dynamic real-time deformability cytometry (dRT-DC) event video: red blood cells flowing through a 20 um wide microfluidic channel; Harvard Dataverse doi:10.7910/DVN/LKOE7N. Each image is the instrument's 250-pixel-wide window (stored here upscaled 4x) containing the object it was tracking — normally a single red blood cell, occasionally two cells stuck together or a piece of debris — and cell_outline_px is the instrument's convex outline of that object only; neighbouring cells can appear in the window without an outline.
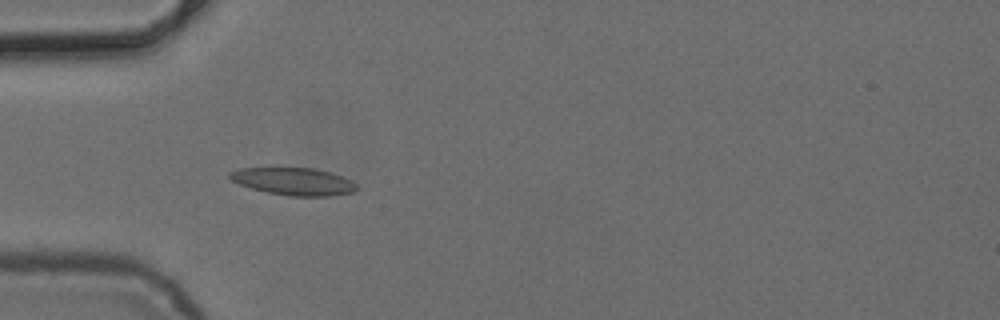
{"species": "common noctule bat (a hibernating species)", "species_latin": "Nyctalus noctula", "temperature_condition": "cold", "stored_images_in_passage": 6, "camera_frame_rate_fps": 3000, "um_per_image_px": 0.085, "animal": {"sex": "female", "body_mass_g": 24.6, "forearm_length_mm": 56.2}, "frame": {"image": 1, "passage_image": 3, "time_ms": 2.333, "image_size_px": [1000, 320], "cell_outline_px": [[360, 188], [352, 192], [328, 196], [288, 196], [268, 192], [252, 188], [240, 184], [232, 180], [228, 176], [228, 172], [240, 168], [276, 164], [312, 168], [328, 172], [352, 180]], "centroid_in_image_um": [24.89, 15.36], "position_along_channel_um": 60.1, "area_um2": 21.15}}
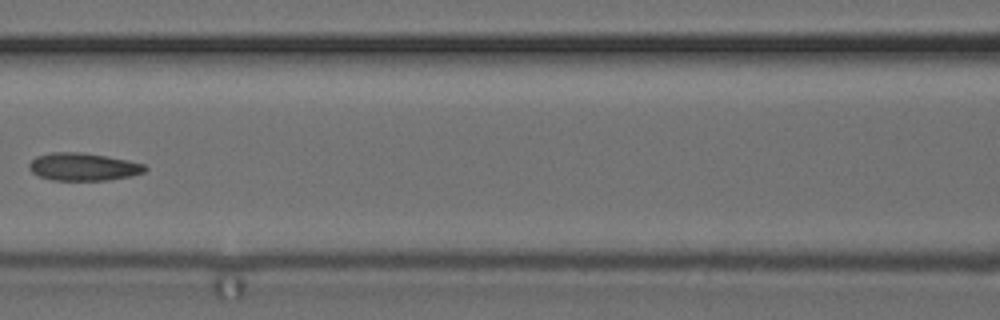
{"frame": {"image": 2, "passage_image": 5, "time_ms": 5.0, "image_size_px": [1000, 320], "cell_outline_px": [[148, 168], [144, 172], [128, 176], [108, 180], [52, 180], [40, 176], [32, 172], [28, 168], [28, 164], [36, 156], [52, 152], [80, 152], [128, 160], [144, 164]], "centroid_in_image_um": [7.05, 14.17], "position_along_channel_um": 159.5, "area_um2": 18.55}}
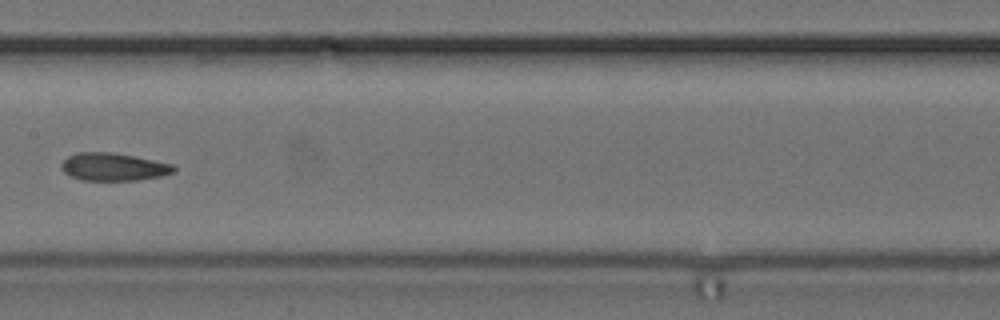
{"frame": {"image": 3, "passage_image": 6, "time_ms": 6.0, "image_size_px": [1000, 320], "cell_outline_px": [[176, 172], [160, 176], [136, 180], [80, 180], [64, 172], [60, 168], [60, 164], [68, 156], [76, 152], [112, 152], [176, 164]], "centroid_in_image_um": [9.66, 14.17], "position_along_channel_um": 197.7, "area_um2": 18.32}}